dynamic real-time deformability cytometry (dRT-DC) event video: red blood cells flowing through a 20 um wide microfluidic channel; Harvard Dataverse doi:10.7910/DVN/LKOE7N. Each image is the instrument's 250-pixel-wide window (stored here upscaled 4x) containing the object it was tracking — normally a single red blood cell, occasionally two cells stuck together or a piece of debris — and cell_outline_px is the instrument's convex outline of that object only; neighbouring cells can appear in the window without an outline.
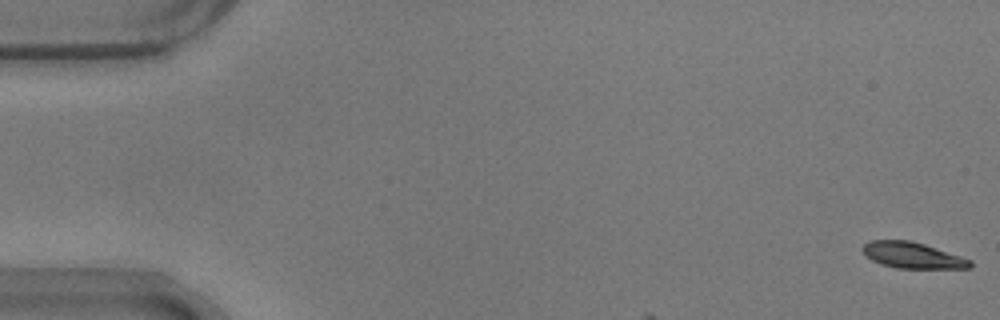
{"species": "common noctule bat (a hibernating species)", "species_latin": "Nyctalus noctula", "temperature_condition": "warm", "stored_images_in_passage": 5, "camera_frame_rate_fps": 3000, "um_per_image_px": 0.085, "animal": {"sex": "male", "body_mass_g": 17.9}, "frame": {"image": 1, "passage_image": 1, "time_ms": 0.0, "image_size_px": [1000, 320], "cell_outline_px": [[972, 268], [896, 268], [880, 264], [872, 260], [860, 248], [864, 244], [872, 240], [908, 240], [924, 244], [972, 260]], "centroid_in_image_um": [77.56, 21.7], "position_along_channel_um": 7.4, "area_um2": 16.18}}